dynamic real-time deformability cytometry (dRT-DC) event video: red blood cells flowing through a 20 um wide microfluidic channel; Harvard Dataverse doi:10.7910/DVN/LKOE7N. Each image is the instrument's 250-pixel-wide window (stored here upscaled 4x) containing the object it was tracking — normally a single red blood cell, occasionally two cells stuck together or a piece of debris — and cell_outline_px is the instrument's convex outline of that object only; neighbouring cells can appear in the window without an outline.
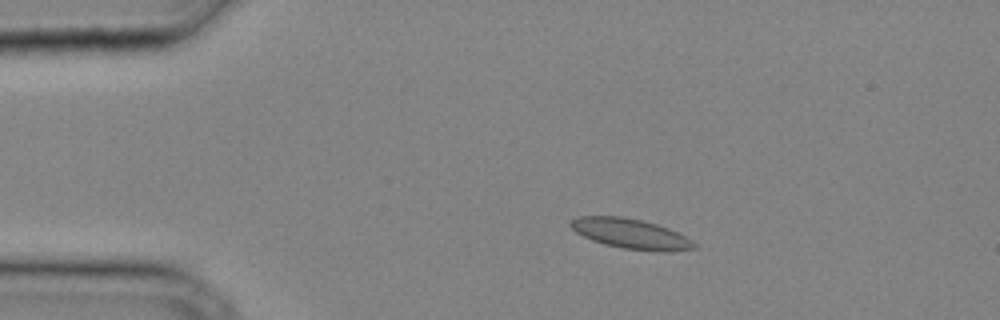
{"species": "common noctule bat (a hibernating species)", "species_latin": "Nyctalus noctula", "temperature_condition": "cold", "stored_images_in_passage": 34, "camera_frame_rate_fps": 3000, "um_per_image_px": 0.085, "animal": {"sex": "male", "body_mass_g": 20.4}, "frame": {"image": 1, "passage_image": 6, "time_ms": 1.667, "image_size_px": [1000, 320], "cell_outline_px": [[696, 248], [664, 252], [656, 252], [620, 248], [604, 244], [592, 240], [576, 232], [568, 224], [572, 220], [580, 216], [624, 216], [656, 224], [668, 228], [692, 240], [696, 244]], "centroid_in_image_um": [53.61, 19.88], "position_along_channel_um": 31.4, "area_um2": 21.56}}
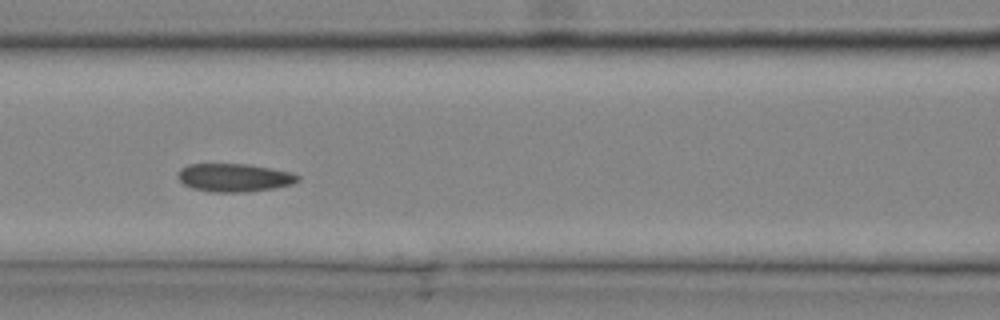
{"frame": {"image": 2, "passage_image": 15, "time_ms": 4.667, "image_size_px": [1000, 320], "cell_outline_px": [[300, 180], [292, 184], [272, 188], [244, 192], [212, 192], [192, 188], [184, 184], [176, 176], [180, 168], [188, 164], [248, 164], [272, 168], [292, 172], [300, 176]], "centroid_in_image_um": [19.91, 15.09], "position_along_channel_um": 146.7, "area_um2": 19.77}}
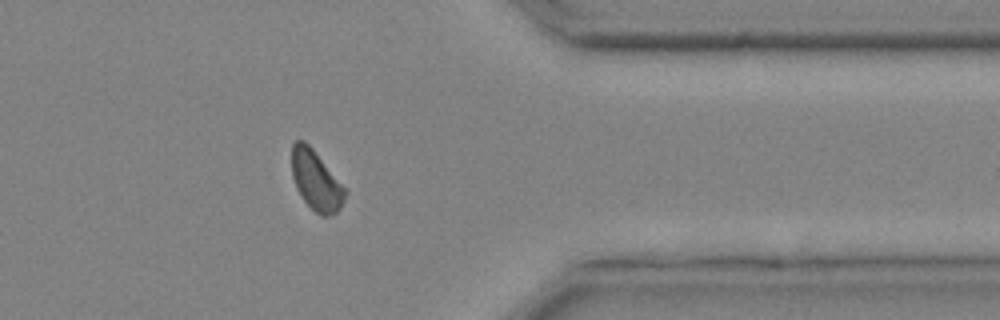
{"frame": {"image": 3, "passage_image": 29, "time_ms": 9.333, "image_size_px": [1000, 320], "cell_outline_px": [[348, 192], [340, 208], [336, 212], [328, 216], [320, 216], [304, 200], [296, 188], [292, 176], [292, 144], [296, 140], [304, 140], [312, 148], [348, 188]], "centroid_in_image_um": [26.9, 15.34], "position_along_channel_um": 384.5, "area_um2": 18.79}}